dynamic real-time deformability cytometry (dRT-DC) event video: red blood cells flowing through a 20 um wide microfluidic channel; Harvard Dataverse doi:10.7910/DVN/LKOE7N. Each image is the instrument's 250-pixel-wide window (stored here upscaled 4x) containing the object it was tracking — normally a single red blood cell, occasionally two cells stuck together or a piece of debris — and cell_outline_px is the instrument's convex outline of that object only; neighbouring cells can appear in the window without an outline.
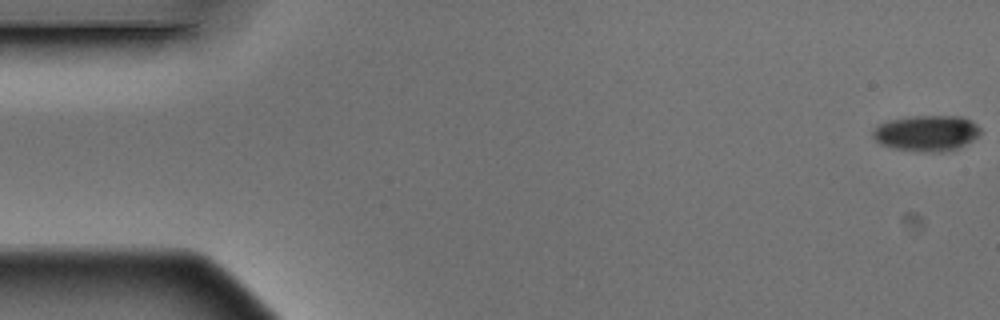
{"species": "Egyptian fruit bat (a non-hibernating species)", "species_latin": "Rousettus aegyptiacus", "temperature_condition": "warm", "stored_images_in_passage": 10, "camera_frame_rate_fps": 3000, "um_per_image_px": 0.085, "animal": {"sex": "male"}, "frame": {"image": 1, "passage_image": 1, "time_ms": 0.0, "image_size_px": [1000, 320], "cell_outline_px": [[980, 132], [972, 140], [956, 148], [944, 152], [928, 152], [892, 148], [880, 144], [872, 136], [872, 132], [880, 124], [888, 120], [908, 116], [960, 116], [972, 120], [980, 128]], "centroid_in_image_um": [78.74, 11.31], "position_along_channel_um": 6.3, "area_um2": 22.37}}
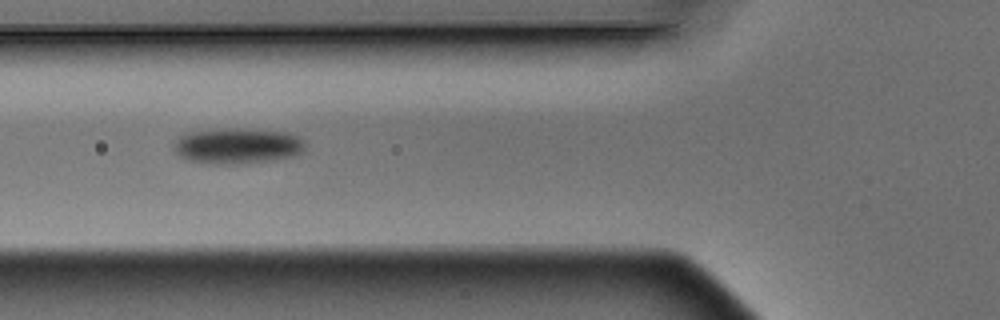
{"frame": {"image": 2, "passage_image": 6, "time_ms": 1.667, "image_size_px": [1000, 320], "cell_outline_px": [[304, 148], [300, 152], [288, 156], [272, 160], [240, 164], [216, 164], [188, 160], [180, 156], [176, 152], [176, 140], [180, 136], [188, 132], [228, 128], [236, 128], [288, 132], [304, 140]], "centroid_in_image_um": [20.17, 12.39], "position_along_channel_um": 105.6, "area_um2": 26.93}}
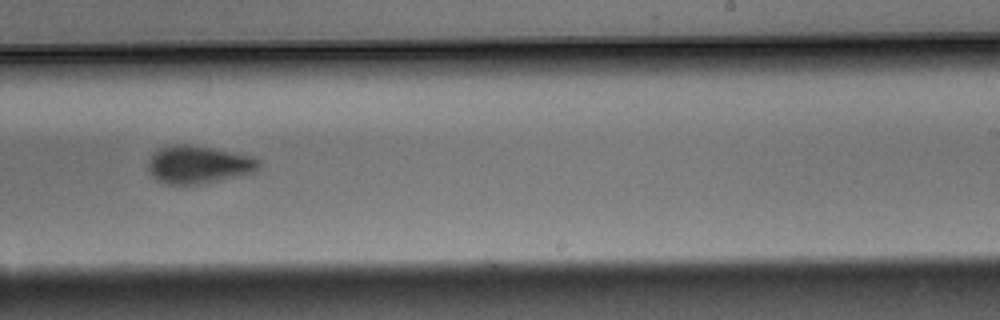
{"frame": {"image": 3, "passage_image": 10, "time_ms": 3.0, "image_size_px": [1000, 320], "cell_outline_px": [[260, 168], [256, 172], [240, 176], [200, 184], [164, 184], [156, 180], [148, 172], [148, 160], [160, 148], [180, 144], [188, 144], [212, 148], [256, 156], [260, 160]], "centroid_in_image_um": [16.92, 14.0], "position_along_channel_um": 272.1, "area_um2": 24.62}}